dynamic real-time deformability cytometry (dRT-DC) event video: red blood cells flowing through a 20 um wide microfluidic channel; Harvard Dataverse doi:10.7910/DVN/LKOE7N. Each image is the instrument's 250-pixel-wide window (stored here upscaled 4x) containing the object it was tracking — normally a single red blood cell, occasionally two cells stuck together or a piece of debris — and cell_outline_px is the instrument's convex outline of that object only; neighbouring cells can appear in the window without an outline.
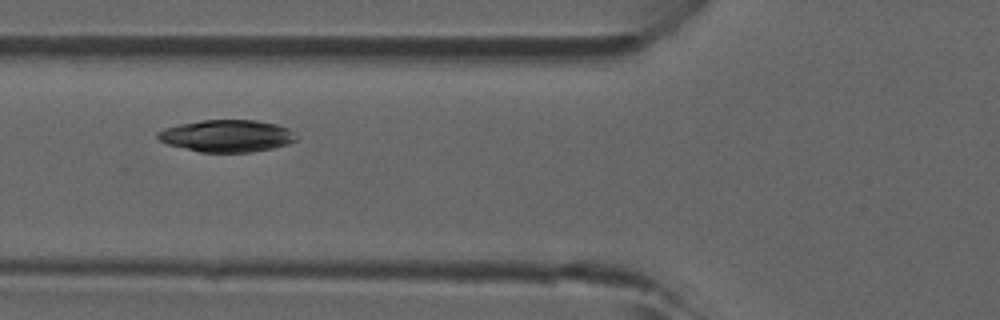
{"species": "common noctule bat (a hibernating species)", "species_latin": "Nyctalus noctula", "temperature_condition": "room temperature", "stored_images_in_passage": 33, "camera_frame_rate_fps": 3000, "um_per_image_px": 0.085, "animal": {"sex": "male", "forearm_length_mm": 52.5}, "frame": {"image": 1, "passage_image": 6, "time_ms": 1.667, "image_size_px": [1000, 320], "cell_outline_px": [[300, 136], [296, 140], [288, 144], [272, 148], [248, 152], [200, 152], [168, 144], [160, 140], [156, 136], [156, 132], [164, 128], [180, 124], [200, 120], [256, 120], [276, 124], [288, 128]], "centroid_in_image_um": [19.31, 11.54], "position_along_channel_um": 106.5, "area_um2": 25.95}}
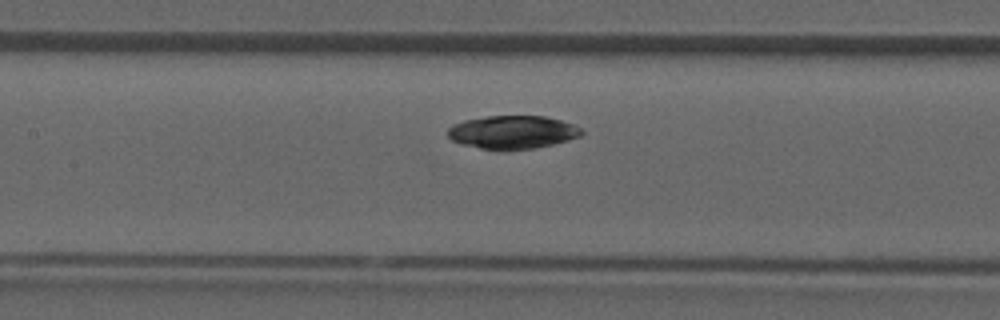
{"frame": {"image": 2, "passage_image": 10, "time_ms": 3.0, "image_size_px": [1000, 320], "cell_outline_px": [[584, 132], [580, 136], [568, 140], [536, 148], [480, 148], [460, 144], [452, 140], [448, 136], [448, 128], [452, 124], [464, 120], [488, 116], [544, 116], [560, 120], [572, 124], [580, 128]], "centroid_in_image_um": [43.55, 11.21], "position_along_channel_um": 163.9, "area_um2": 25.43}}